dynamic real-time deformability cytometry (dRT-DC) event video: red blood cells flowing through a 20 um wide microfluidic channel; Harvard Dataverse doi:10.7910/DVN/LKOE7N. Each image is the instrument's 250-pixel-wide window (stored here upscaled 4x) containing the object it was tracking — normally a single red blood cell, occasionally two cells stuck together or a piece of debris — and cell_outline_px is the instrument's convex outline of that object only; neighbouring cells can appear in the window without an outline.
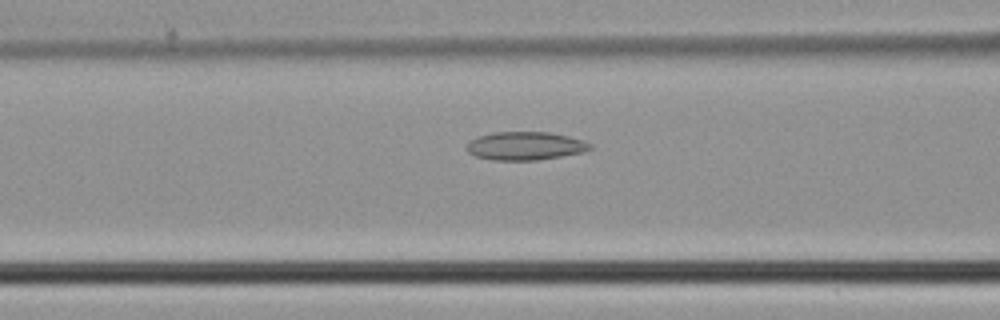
{"species": "common noctule bat (a hibernating species)", "species_latin": "Nyctalus noctula", "temperature_condition": "cold", "stored_images_in_passage": 36, "camera_frame_rate_fps": 3000, "um_per_image_px": 0.085, "animal": {"sex": "male", "body_mass_g": 21.5, "forearm_length_mm": 52.0}, "frame": {"image": 1, "passage_image": 14, "time_ms": 4.333, "image_size_px": [1000, 320], "cell_outline_px": [[592, 148], [584, 152], [536, 160], [492, 160], [476, 156], [468, 152], [464, 148], [476, 136], [492, 132], [548, 132], [568, 136], [584, 140], [592, 144]], "centroid_in_image_um": [44.64, 12.4], "position_along_channel_um": 122.0, "area_um2": 20.4}}
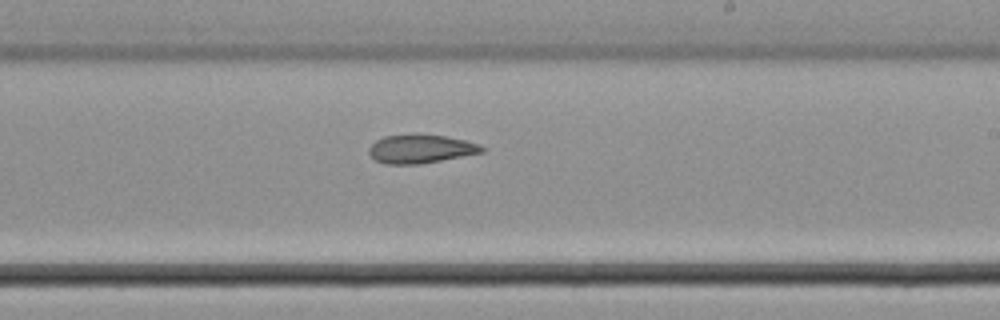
{"frame": {"image": 2, "passage_image": 23, "time_ms": 7.333, "image_size_px": [1000, 320], "cell_outline_px": [[488, 148], [484, 152], [420, 164], [384, 164], [376, 160], [368, 152], [368, 148], [376, 140], [384, 136], [416, 132], [444, 136], [464, 140], [480, 144]], "centroid_in_image_um": [35.76, 12.63], "position_along_channel_um": 253.2, "area_um2": 19.25}}
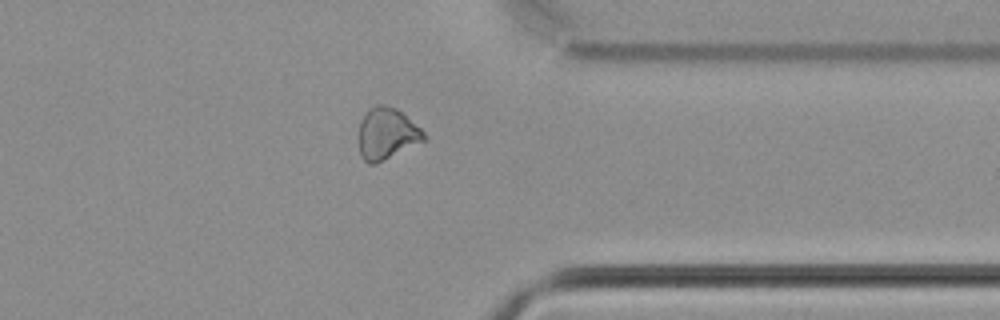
{"frame": {"image": 3, "passage_image": 32, "time_ms": 10.333, "image_size_px": [1000, 320], "cell_outline_px": [[428, 140], [376, 164], [368, 164], [360, 156], [360, 120], [376, 104], [384, 104], [396, 108], [420, 128], [428, 136]], "centroid_in_image_um": [32.92, 11.39], "position_along_channel_um": 378.5, "area_um2": 19.59}}